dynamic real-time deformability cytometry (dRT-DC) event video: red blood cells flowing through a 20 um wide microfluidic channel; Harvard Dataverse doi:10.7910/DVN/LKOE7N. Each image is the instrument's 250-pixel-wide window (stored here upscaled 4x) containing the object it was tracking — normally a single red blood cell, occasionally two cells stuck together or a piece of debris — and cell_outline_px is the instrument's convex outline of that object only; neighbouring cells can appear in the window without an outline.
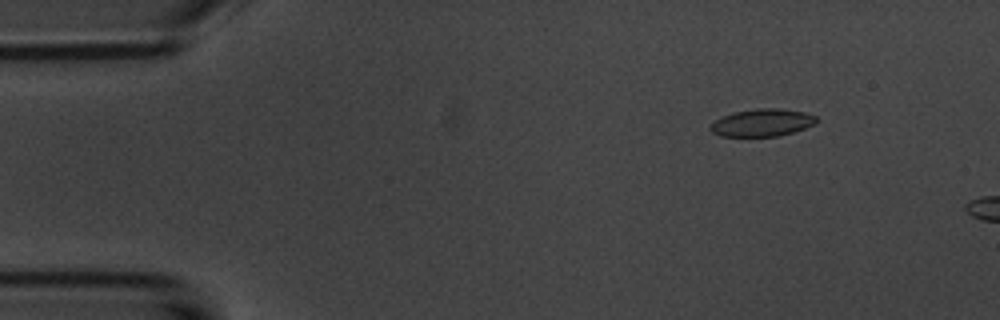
{"species": "common noctule bat (a hibernating species)", "species_latin": "Nyctalus noctula", "temperature_condition": "room temperature", "stored_images_in_passage": 10, "camera_frame_rate_fps": 3000, "um_per_image_px": 0.085, "animal": {"sex": "male", "body_mass_g": 20.1, "forearm_length_mm": 53.5}, "frame": {"image": 1, "passage_image": 6, "time_ms": 1.667, "image_size_px": [1000, 320], "cell_outline_px": [[820, 120], [816, 124], [792, 132], [776, 136], [720, 136], [712, 132], [708, 128], [716, 120], [724, 116], [736, 112], [756, 108], [780, 108], [804, 112], [816, 116]], "centroid_in_image_um": [64.82, 10.42], "position_along_channel_um": 20.2, "area_um2": 16.88}}